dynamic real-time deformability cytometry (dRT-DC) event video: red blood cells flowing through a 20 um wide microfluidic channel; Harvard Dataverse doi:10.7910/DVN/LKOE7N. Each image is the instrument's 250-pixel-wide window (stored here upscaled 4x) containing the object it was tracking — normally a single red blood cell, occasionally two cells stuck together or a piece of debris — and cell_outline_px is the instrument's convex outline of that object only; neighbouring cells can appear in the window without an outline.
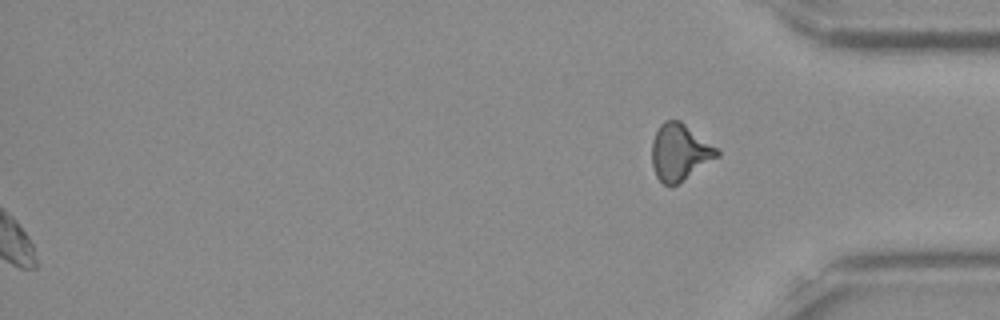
{"species": "Egyptian fruit bat (a non-hibernating species)", "species_latin": "Rousettus aegyptiacus", "temperature_condition": "room temperature", "stored_images_in_passage": 51, "segment_of_instrument_passage": [2, 2], "camera_frame_rate_fps": 3000, "um_per_image_px": 0.085, "frame": {"image": 1, "passage_image": 51, "time_ms": 16.667, "image_size_px": [1000, 320], "cell_outline_px": [[720, 156], [672, 188], [664, 184], [656, 176], [652, 164], [652, 140], [660, 124], [664, 120], [680, 120], [716, 148], [720, 152]], "centroid_in_image_um": [57.76, 12.96], "position_along_channel_um": 377.4, "area_um2": 21.5}}